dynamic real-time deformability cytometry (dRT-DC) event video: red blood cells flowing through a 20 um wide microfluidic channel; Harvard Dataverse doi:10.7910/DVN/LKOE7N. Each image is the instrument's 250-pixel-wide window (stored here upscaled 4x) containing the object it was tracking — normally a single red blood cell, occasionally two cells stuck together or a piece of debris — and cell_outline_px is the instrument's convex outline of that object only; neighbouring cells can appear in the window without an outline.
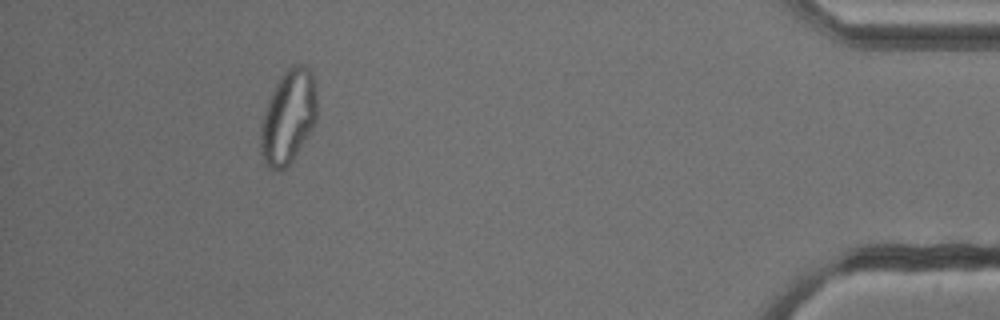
{"species": "common noctule bat (a hibernating species)", "species_latin": "Nyctalus noctula", "temperature_condition": "cold", "stored_images_in_passage": 37, "camera_frame_rate_fps": 3000, "um_per_image_px": 0.085, "animal": {"sex": "male", "body_mass_g": 13.3}, "frame": {"image": 1, "passage_image": 32, "time_ms": 10.333, "image_size_px": [1000, 320], "cell_outline_px": [[316, 120], [312, 128], [288, 164], [284, 168], [268, 168], [260, 152], [260, 128], [268, 100], [280, 76], [292, 64], [300, 64], [308, 68], [312, 76], [316, 88]], "centroid_in_image_um": [24.49, 9.89], "position_along_channel_um": 410.7, "area_um2": 30.11}}